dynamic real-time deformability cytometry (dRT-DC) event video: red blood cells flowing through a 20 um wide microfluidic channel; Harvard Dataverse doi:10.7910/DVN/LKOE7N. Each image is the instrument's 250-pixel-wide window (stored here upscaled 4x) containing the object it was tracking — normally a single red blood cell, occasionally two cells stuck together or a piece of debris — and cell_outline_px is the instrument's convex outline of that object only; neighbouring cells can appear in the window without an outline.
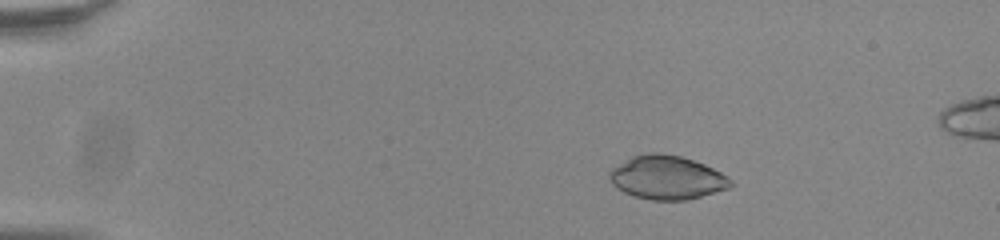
{"species": "common noctule bat (a hibernating species)", "species_latin": "Nyctalus noctula", "temperature_condition": "room temperature", "stored_images_in_passage": 19, "camera_frame_rate_fps": 3000, "um_per_image_px": 0.085, "animal": {"sex": "male", "body_mass_g": 20.0, "forearm_length_mm": 53.3}, "frame": {"image": 1, "passage_image": 11, "time_ms": 3.333, "image_size_px": [1000, 240], "cell_outline_px": [[724, 188], [696, 196], [676, 200], [660, 200], [640, 196], [628, 192], [620, 188], [612, 180], [612, 172], [636, 156], [676, 156], [700, 164], [724, 176]], "centroid_in_image_um": [56.65, 15.13], "position_along_channel_um": 28.3, "area_um2": 26.88}}